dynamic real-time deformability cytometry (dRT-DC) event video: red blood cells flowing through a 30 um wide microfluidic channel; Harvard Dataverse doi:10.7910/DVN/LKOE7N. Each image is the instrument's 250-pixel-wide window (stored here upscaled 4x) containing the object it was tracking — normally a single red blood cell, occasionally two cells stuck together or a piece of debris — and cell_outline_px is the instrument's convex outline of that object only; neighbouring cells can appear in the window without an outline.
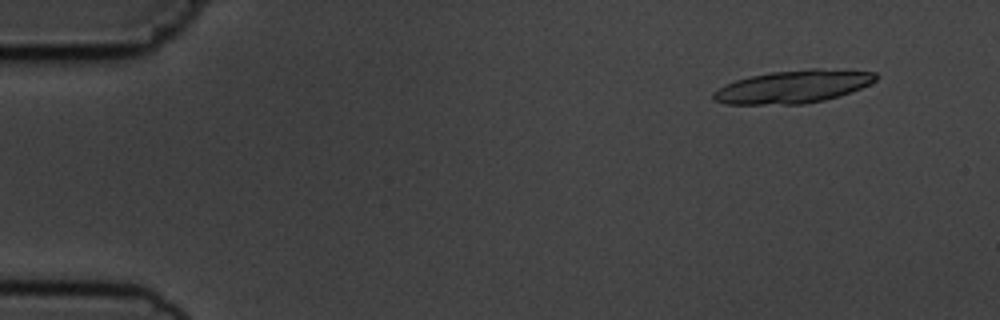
{"species": "common noctule bat (a hibernating species)", "species_latin": "Nyctalus noctula", "temperature_condition": "cold", "stored_images_in_passage": 3, "camera_frame_rate_fps": 3000, "um_per_image_px": 0.085, "animal": {"sex": "male", "body_mass_g": 19.5, "forearm_length_mm": 54.6}, "frame": {"image": 1, "passage_image": 1, "time_ms": 0.0, "image_size_px": [1000, 320], "cell_outline_px": [[876, 80], [860, 88], [824, 100], [804, 104], [724, 104], [712, 100], [712, 92], [724, 84], [736, 80], [752, 76], [772, 72], [808, 68], [820, 68], [876, 72]], "centroid_in_image_um": [67.36, 7.36], "position_along_channel_um": 17.6, "area_um2": 30.98}}